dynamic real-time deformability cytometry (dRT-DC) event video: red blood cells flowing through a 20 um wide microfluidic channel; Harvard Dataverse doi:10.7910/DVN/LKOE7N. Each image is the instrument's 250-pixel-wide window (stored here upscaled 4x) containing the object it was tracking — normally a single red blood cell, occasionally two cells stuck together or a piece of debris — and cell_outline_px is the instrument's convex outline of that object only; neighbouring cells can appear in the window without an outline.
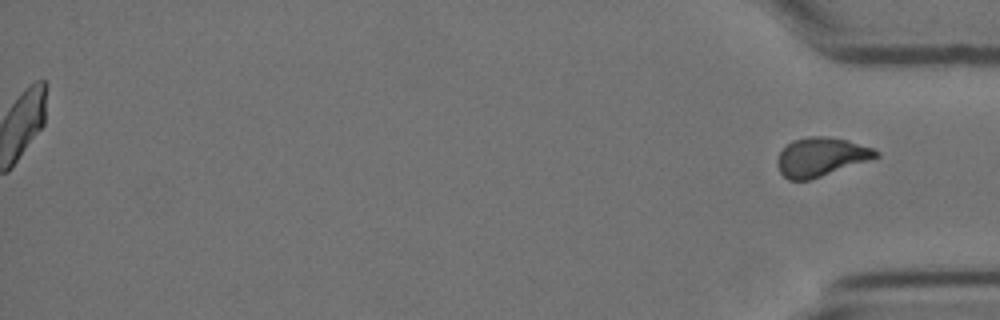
{"species": "Egyptian fruit bat (a non-hibernating species)", "species_latin": "Rousettus aegyptiacus", "temperature_condition": "cold", "stored_images_in_passage": 54, "segment_of_instrument_passage": [2, 2], "camera_frame_rate_fps": 3000, "um_per_image_px": 0.085, "animal": {"sex": "female"}, "frame": {"image": 1, "passage_image": 54, "time_ms": 17.667, "image_size_px": [1000, 320], "cell_outline_px": [[880, 156], [808, 180], [788, 180], [780, 172], [776, 164], [776, 160], [780, 152], [792, 140], [808, 136], [824, 136], [848, 140], [872, 148], [880, 152]], "centroid_in_image_um": [69.75, 13.32], "position_along_channel_um": 365.5, "area_um2": 22.02}}